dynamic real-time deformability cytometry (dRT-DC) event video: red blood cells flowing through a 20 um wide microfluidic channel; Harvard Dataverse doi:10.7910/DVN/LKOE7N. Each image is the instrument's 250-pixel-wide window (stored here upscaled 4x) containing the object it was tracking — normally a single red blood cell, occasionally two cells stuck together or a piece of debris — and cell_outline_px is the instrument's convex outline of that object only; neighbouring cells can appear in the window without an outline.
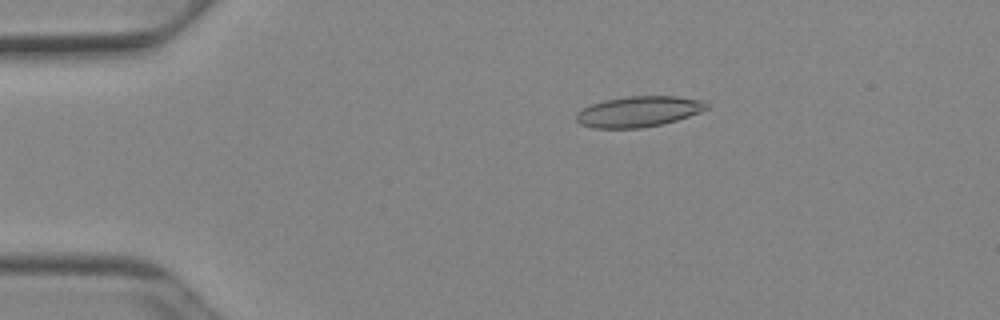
{"species": "Egyptian fruit bat (a non-hibernating species)", "species_latin": "Rousettus aegyptiacus", "temperature_condition": "cold", "stored_images_in_passage": 52, "camera_frame_rate_fps": 3000, "um_per_image_px": 0.085, "animal": {"sex": "female"}, "frame": {"image": 1, "passage_image": 10, "time_ms": 3.0, "image_size_px": [1000, 320], "cell_outline_px": [[708, 108], [700, 112], [664, 124], [640, 128], [592, 128], [580, 124], [576, 120], [576, 112], [592, 104], [604, 100], [628, 96], [676, 96], [704, 100], [708, 104]], "centroid_in_image_um": [54.28, 9.48], "position_along_channel_um": 30.7, "area_um2": 23.35}}
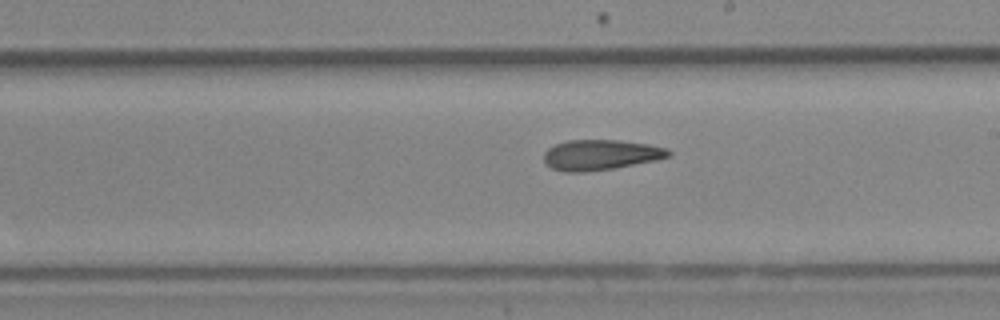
{"frame": {"image": 2, "passage_image": 30, "time_ms": 9.667, "image_size_px": [1000, 320], "cell_outline_px": [[672, 156], [656, 160], [616, 168], [584, 172], [564, 172], [552, 168], [544, 160], [544, 152], [548, 148], [556, 144], [568, 140], [620, 140], [648, 144], [668, 148], [672, 152]], "centroid_in_image_um": [51.09, 13.16], "position_along_channel_um": 237.9, "area_um2": 22.2}}
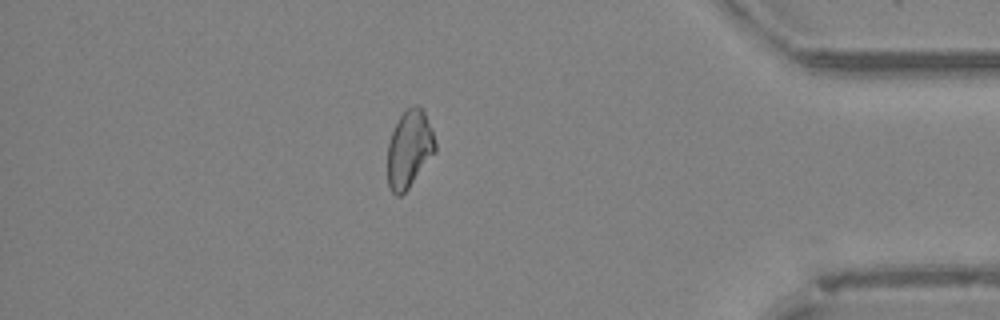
{"frame": {"image": 3, "passage_image": 45, "time_ms": 14.667, "image_size_px": [1000, 320], "cell_outline_px": [[436, 152], [408, 188], [400, 196], [396, 196], [388, 188], [388, 144], [392, 132], [400, 116], [412, 104], [416, 104], [424, 112], [432, 128], [436, 144]], "centroid_in_image_um": [34.8, 12.67], "position_along_channel_um": 400.4, "area_um2": 21.44}, "authors_computed_cell_mechanics": {"area_um2": 22.5998, "velocity_mm_per_s": 3.9313, "shape_relaxation_time_tau1_ms": null, "shape_relaxation_time_tau2_ms": 6.4207, "deformation_change_tau1": null, "deformation_change_tau2": 0.1586}}